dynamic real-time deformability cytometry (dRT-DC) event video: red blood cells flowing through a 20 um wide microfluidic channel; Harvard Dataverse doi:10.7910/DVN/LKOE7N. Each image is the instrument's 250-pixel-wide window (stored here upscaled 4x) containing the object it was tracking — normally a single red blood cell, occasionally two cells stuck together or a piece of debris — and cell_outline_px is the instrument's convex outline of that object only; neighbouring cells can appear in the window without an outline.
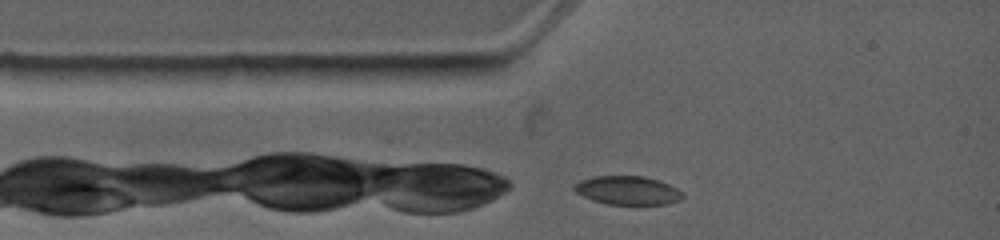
{"species": "common noctule bat (a hibernating species)", "species_latin": "Nyctalus noctula", "temperature_condition": "warm", "stored_images_in_passage": 2, "camera_frame_rate_fps": 4500, "um_per_image_px": 0.085, "animal": {"sex": "female", "body_mass_g": 19.0, "forearm_length_mm": 53.3}, "frame": {"image": 1, "passage_image": 1, "time_ms": 0.0, "image_size_px": [1000, 240], "cell_outline_px": [[684, 196], [680, 200], [668, 204], [608, 204], [592, 200], [576, 192], [572, 188], [580, 180], [592, 176], [644, 176], [668, 184], [684, 192]], "centroid_in_image_um": [53.36, 16.18], "position_along_channel_um": 31.6, "area_um2": 18.03}}